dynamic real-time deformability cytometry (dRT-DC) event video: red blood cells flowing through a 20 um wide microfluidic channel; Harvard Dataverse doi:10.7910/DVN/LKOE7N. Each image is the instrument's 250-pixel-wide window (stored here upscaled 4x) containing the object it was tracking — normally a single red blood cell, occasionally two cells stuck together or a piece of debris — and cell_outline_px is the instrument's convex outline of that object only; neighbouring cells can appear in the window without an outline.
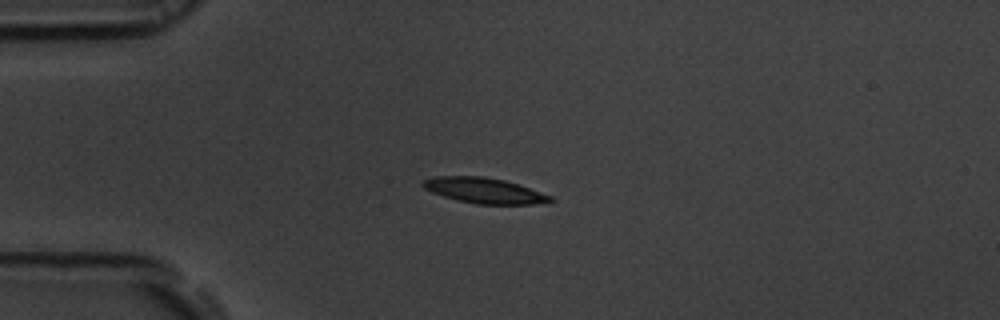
{"species": "common noctule bat (a hibernating species)", "species_latin": "Nyctalus noctula", "temperature_condition": "room temperature", "stored_images_in_passage": 42, "camera_frame_rate_fps": 3000, "um_per_image_px": 0.085, "animal": {"sex": "male", "body_mass_g": 19.5, "forearm_length_mm": 54.6}, "frame": {"image": 1, "passage_image": 1, "time_ms": 0.0, "image_size_px": [1000, 320], "cell_outline_px": [[556, 200], [532, 204], [476, 204], [456, 200], [432, 192], [424, 188], [420, 184], [424, 180], [436, 176], [484, 176], [504, 180], [552, 196]], "centroid_in_image_um": [41.13, 16.19], "position_along_channel_um": 43.9, "area_um2": 18.73}}
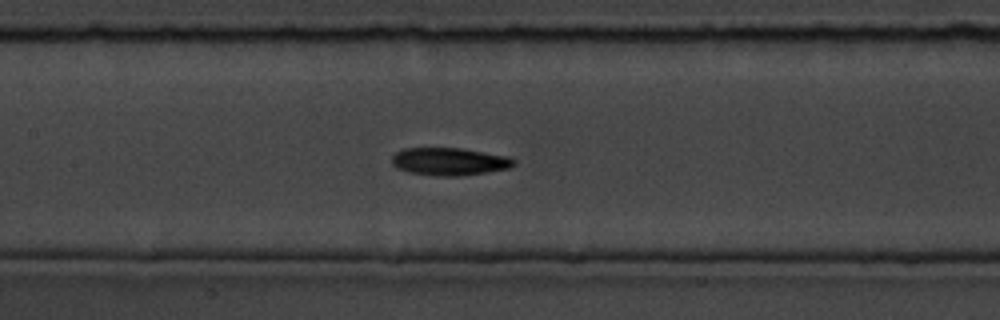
{"frame": {"image": 2, "passage_image": 13, "time_ms": 4.0, "image_size_px": [1000, 320], "cell_outline_px": [[516, 164], [508, 168], [488, 172], [460, 176], [436, 176], [408, 172], [396, 168], [392, 164], [392, 156], [396, 152], [404, 148], [460, 148], [508, 156], [516, 160]], "centroid_in_image_um": [38.19, 13.73], "position_along_channel_um": 169.2, "area_um2": 19.77}}
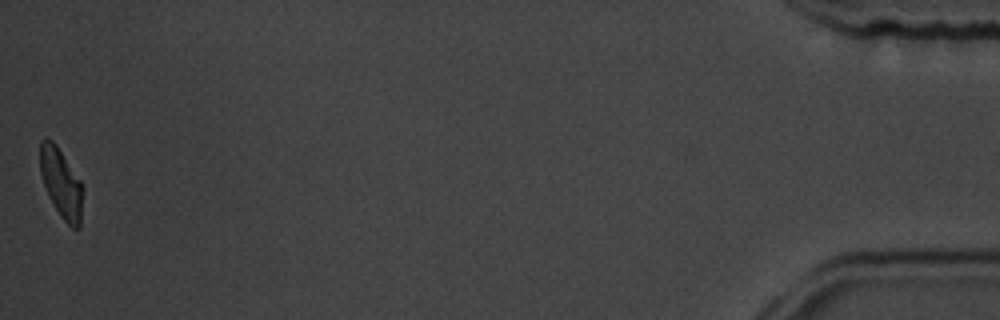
{"frame": {"image": 3, "passage_image": 42, "time_ms": 13.667, "image_size_px": [1000, 320], "cell_outline_px": [[84, 188], [80, 228], [72, 228], [60, 216], [44, 184], [40, 172], [40, 140], [52, 140], [56, 144], [80, 180]], "centroid_in_image_um": [5.23, 15.58], "position_along_channel_um": 430.0, "area_um2": 17.05}, "authors_computed_cell_mechanics": {"area_um2": 18.8428, "velocity_mm_per_s": 3.6997, "shape_relaxation_time_tau1_ms": 2.7247, "shape_relaxation_time_tau2_ms": null, "deformation_change_tau1": 0.1306, "deformation_change_tau2": null}}